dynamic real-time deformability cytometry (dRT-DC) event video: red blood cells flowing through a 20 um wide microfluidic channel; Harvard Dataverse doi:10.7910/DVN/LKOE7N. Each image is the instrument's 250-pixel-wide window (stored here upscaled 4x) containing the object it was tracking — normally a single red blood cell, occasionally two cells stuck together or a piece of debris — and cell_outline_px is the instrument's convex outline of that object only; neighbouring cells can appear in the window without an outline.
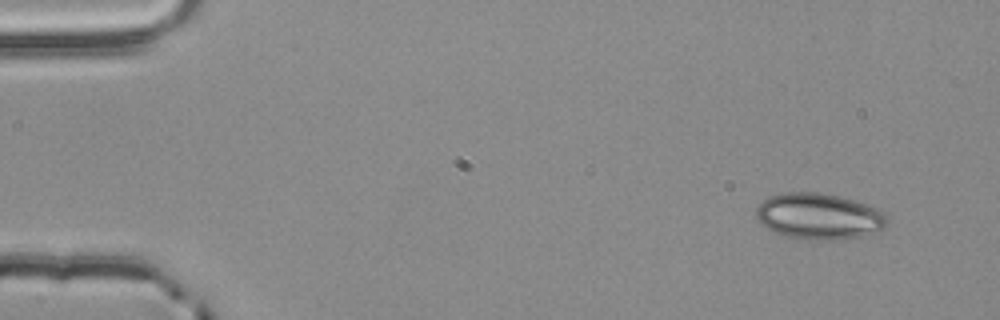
{"species": "common noctule bat (a hibernating species)", "species_latin": "Nyctalus noctula", "temperature_condition": "room temperature", "stored_images_in_passage": 3, "camera_frame_rate_fps": 3000, "um_per_image_px": 0.085, "animal": {"sex": "male", "body_mass_g": 20.4}, "frame": {"image": 1, "passage_image": 1, "time_ms": 0.0, "image_size_px": [1000, 320], "cell_outline_px": [[888, 224], [884, 228], [876, 232], [860, 236], [836, 240], [808, 240], [784, 236], [764, 228], [760, 224], [756, 216], [756, 208], [768, 196], [784, 192], [816, 192], [840, 196], [876, 208], [884, 212], [888, 216]], "centroid_in_image_um": [69.59, 18.4], "position_along_channel_um": 15.4, "area_um2": 35.55}}